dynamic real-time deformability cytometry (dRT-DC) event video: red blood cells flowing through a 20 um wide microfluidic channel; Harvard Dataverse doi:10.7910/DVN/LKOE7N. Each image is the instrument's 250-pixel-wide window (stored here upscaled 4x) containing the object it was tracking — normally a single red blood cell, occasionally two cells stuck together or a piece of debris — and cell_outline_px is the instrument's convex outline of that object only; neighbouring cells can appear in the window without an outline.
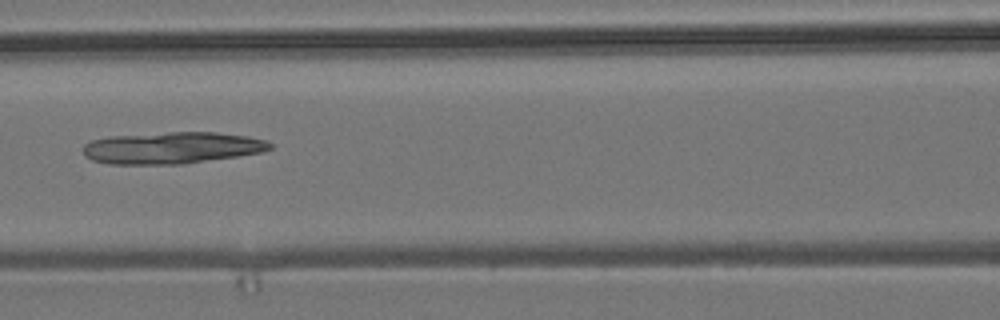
{"species": "common noctule bat (a hibernating species)", "species_latin": "Nyctalus noctula", "temperature_condition": "room temperature", "stored_images_in_passage": 9, "camera_frame_rate_fps": 3000, "um_per_image_px": 0.085, "animal": {"sex": "male", "body_mass_g": 19.2, "forearm_length_mm": 51.8}, "frame": {"image": 1, "passage_image": 6, "time_ms": 1.667, "image_size_px": [1000, 320], "cell_outline_px": [[272, 148], [260, 152], [236, 156], [184, 164], [108, 164], [92, 160], [84, 156], [84, 144], [92, 140], [112, 136], [168, 132], [216, 132], [248, 136], [268, 140], [272, 144]], "centroid_in_image_um": [14.62, 12.56], "position_along_channel_um": 152.0, "area_um2": 34.56}}
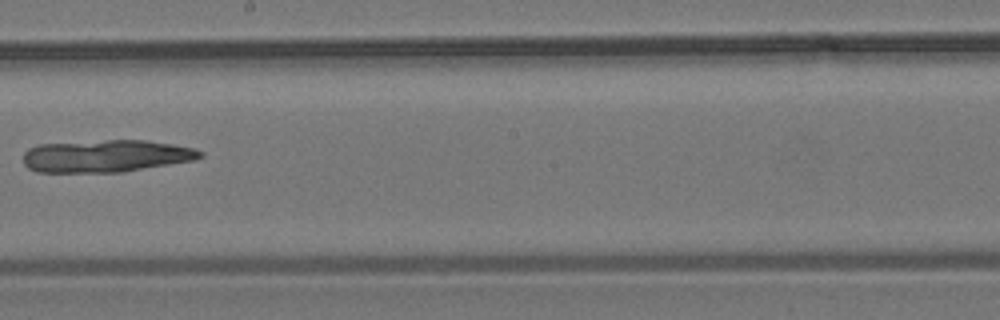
{"frame": {"image": 2, "passage_image": 8, "time_ms": 2.333, "image_size_px": [1000, 320], "cell_outline_px": [[204, 156], [196, 160], [124, 172], [36, 172], [28, 168], [24, 164], [24, 152], [28, 148], [40, 144], [108, 140], [144, 140], [172, 144], [196, 148], [204, 152]], "centroid_in_image_um": [9.05, 13.26], "position_along_channel_um": 239.1, "area_um2": 33.58}}
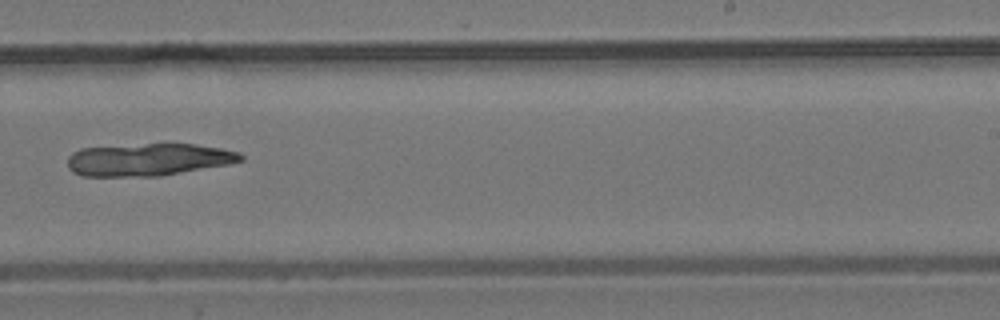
{"frame": {"image": 3, "passage_image": 9, "time_ms": 2.667, "image_size_px": [1000, 320], "cell_outline_px": [[244, 160], [228, 164], [160, 176], [84, 176], [72, 172], [68, 168], [68, 156], [72, 152], [80, 148], [168, 140], [196, 144], [220, 148], [240, 152], [244, 156]], "centroid_in_image_um": [12.62, 13.51], "position_along_channel_um": 276.4, "area_um2": 34.04}}